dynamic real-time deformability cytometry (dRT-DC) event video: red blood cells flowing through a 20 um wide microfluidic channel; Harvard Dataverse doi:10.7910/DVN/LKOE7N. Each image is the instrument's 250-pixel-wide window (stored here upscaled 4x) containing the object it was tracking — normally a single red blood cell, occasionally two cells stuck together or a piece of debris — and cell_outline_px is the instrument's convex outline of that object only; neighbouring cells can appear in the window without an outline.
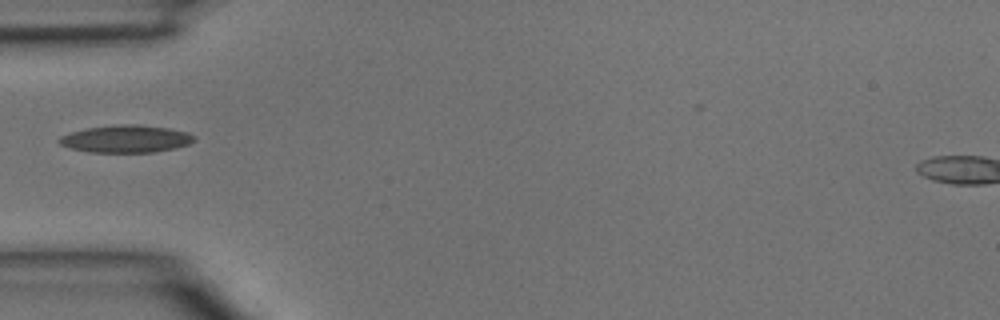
{"species": "common noctule bat (a hibernating species)", "species_latin": "Nyctalus noctula", "temperature_condition": "room temperature", "stored_images_in_passage": 4, "camera_frame_rate_fps": 3000, "um_per_image_px": 0.085, "animal": {"sex": "male", "body_mass_g": 15.6}, "frame": {"image": 1, "passage_image": 4, "time_ms": 1.0, "image_size_px": [1000, 320], "cell_outline_px": [[196, 140], [188, 144], [176, 148], [152, 152], [88, 152], [72, 148], [60, 144], [56, 140], [60, 136], [72, 132], [88, 128], [120, 124], [140, 124], [168, 128], [188, 132], [196, 136]], "centroid_in_image_um": [10.74, 11.8], "position_along_channel_um": 74.3, "area_um2": 21.56}}